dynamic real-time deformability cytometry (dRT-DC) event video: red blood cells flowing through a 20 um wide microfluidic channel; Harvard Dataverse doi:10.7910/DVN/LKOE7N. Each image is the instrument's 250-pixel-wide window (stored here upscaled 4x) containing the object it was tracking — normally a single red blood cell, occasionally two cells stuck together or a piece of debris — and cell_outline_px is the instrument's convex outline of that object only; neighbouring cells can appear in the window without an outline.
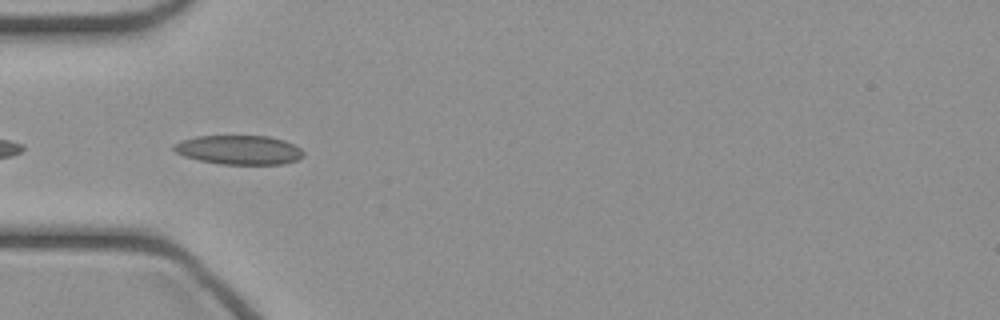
{"species": "common noctule bat (a hibernating species)", "species_latin": "Nyctalus noctula", "temperature_condition": "cold", "stored_images_in_passage": 14, "camera_frame_rate_fps": 3000, "um_per_image_px": 0.085, "animal": {"sex": "female", "body_mass_g": 21.9}, "frame": {"image": 1, "passage_image": 7, "time_ms": 2.0, "image_size_px": [1000, 320], "cell_outline_px": [[304, 156], [296, 160], [284, 164], [220, 164], [200, 160], [184, 156], [176, 152], [172, 148], [172, 144], [180, 140], [196, 136], [268, 136], [284, 140], [300, 148], [304, 152]], "centroid_in_image_um": [20.3, 12.74], "position_along_channel_um": 64.7, "area_um2": 22.08}}